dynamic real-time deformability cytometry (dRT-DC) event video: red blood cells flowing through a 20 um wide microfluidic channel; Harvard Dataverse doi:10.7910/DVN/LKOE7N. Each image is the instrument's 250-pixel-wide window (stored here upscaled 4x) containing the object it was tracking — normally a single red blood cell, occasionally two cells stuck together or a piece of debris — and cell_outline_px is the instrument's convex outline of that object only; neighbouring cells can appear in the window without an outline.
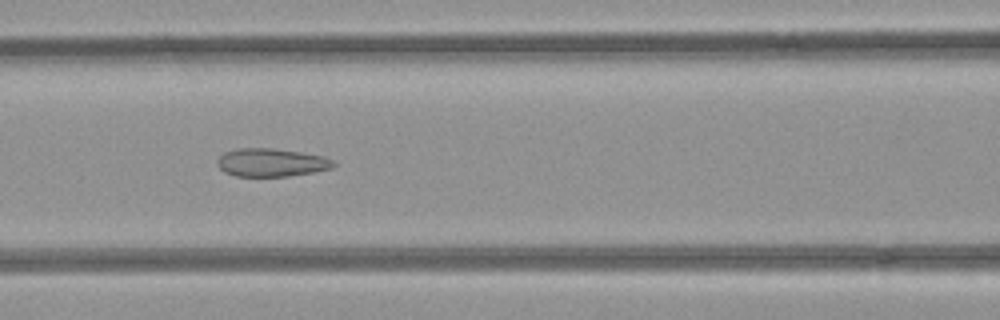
{"species": "common noctule bat (a hibernating species)", "species_latin": "Nyctalus noctula", "temperature_condition": "room temperature", "stored_images_in_passage": 39, "camera_frame_rate_fps": 3000, "um_per_image_px": 0.085, "animal": {"sex": "female", "body_mass_g": 21.9}, "frame": {"image": 1, "passage_image": 17, "time_ms": 5.333, "image_size_px": [1000, 320], "cell_outline_px": [[336, 164], [332, 168], [312, 172], [288, 176], [236, 176], [224, 172], [216, 164], [216, 160], [224, 152], [236, 148], [272, 148], [300, 152], [324, 156], [332, 160]], "centroid_in_image_um": [23.03, 13.81], "position_along_channel_um": 143.6, "area_um2": 19.07}}
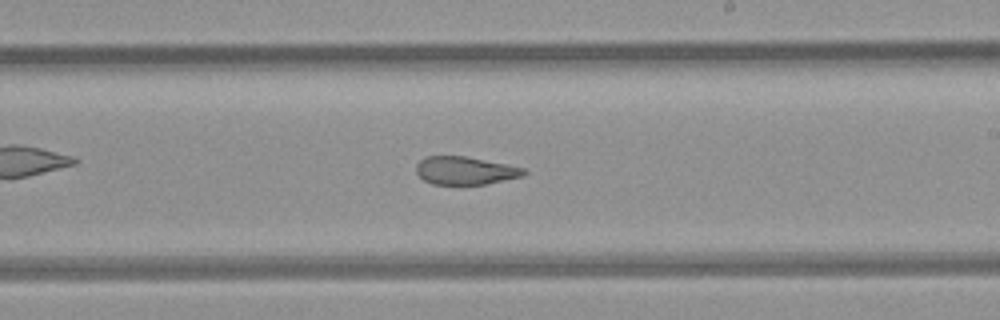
{"frame": {"image": 2, "passage_image": 25, "time_ms": 8.0, "image_size_px": [1000, 320], "cell_outline_px": [[528, 172], [524, 176], [488, 184], [432, 184], [424, 180], [416, 172], [416, 164], [420, 160], [428, 156], [464, 156], [524, 168]], "centroid_in_image_um": [39.55, 14.51], "position_along_channel_um": 249.5, "area_um2": 17.46}}
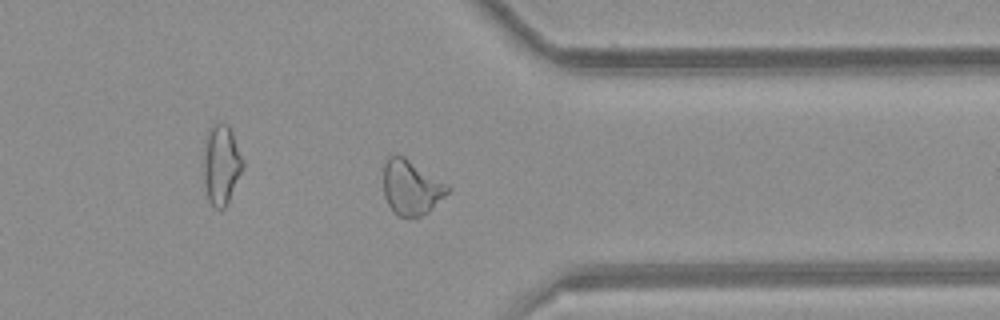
{"frame": {"image": 3, "passage_image": 35, "time_ms": 11.333, "image_size_px": [1000, 320], "cell_outline_px": [[452, 188], [428, 212], [420, 216], [400, 216], [388, 204], [384, 196], [384, 164], [388, 156], [404, 156], [448, 184]], "centroid_in_image_um": [34.97, 15.91], "position_along_channel_um": 376.4, "area_um2": 20.17}, "authors_computed_cell_mechanics": {"area_um2": 19.8832, "velocity_mm_per_s": 3.9788, "shape_relaxation_time_tau1_ms": null, "shape_relaxation_time_tau2_ms": 1.4532, "deformation_change_tau1": null, "deformation_change_tau2": 0.0928}}